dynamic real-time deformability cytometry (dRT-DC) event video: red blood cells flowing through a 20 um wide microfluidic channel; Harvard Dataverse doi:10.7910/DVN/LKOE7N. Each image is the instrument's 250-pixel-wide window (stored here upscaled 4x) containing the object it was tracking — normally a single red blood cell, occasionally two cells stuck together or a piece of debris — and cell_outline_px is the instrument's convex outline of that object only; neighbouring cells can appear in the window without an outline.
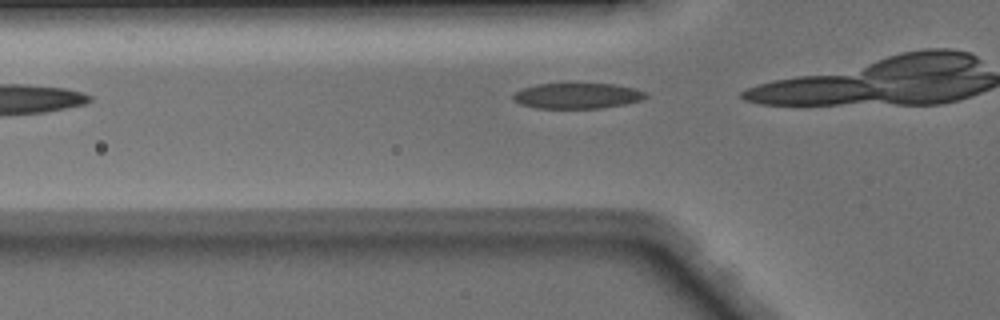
{"species": "Egyptian fruit bat (a non-hibernating species)", "species_latin": "Rousettus aegyptiacus", "temperature_condition": "warm", "stored_images_in_passage": 5, "camera_frame_rate_fps": 3000, "um_per_image_px": 0.085, "animal": {"sex": "male"}, "frame": {"image": 1, "passage_image": 3, "time_ms": 0.667, "image_size_px": [1000, 320], "cell_outline_px": [[648, 96], [644, 100], [624, 104], [600, 108], [536, 108], [520, 104], [512, 96], [516, 92], [524, 88], [536, 84], [612, 84], [636, 88], [648, 92]], "centroid_in_image_um": [49.14, 8.14], "position_along_channel_um": 76.7, "area_um2": 19.71}}